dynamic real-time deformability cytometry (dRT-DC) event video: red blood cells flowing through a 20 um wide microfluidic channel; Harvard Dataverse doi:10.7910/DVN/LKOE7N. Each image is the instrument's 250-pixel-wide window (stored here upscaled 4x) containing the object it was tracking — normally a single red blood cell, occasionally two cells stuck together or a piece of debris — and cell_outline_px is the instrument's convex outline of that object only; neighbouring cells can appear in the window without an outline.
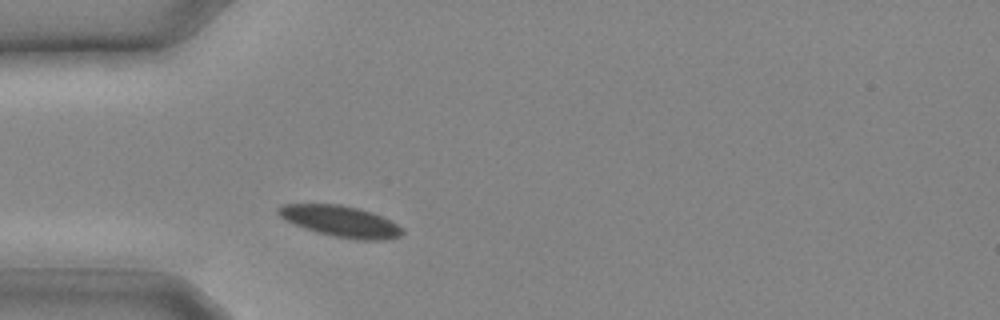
{"species": "common noctule bat (a hibernating species)", "species_latin": "Nyctalus noctula", "temperature_condition": "cold", "stored_images_in_passage": 10, "camera_frame_rate_fps": 3000, "um_per_image_px": 0.085, "animal": {"sex": "male", "body_mass_g": 20.4}, "frame": {"image": 1, "passage_image": 1, "time_ms": 0.0, "image_size_px": [1000, 320], "cell_outline_px": [[404, 232], [400, 236], [384, 240], [360, 240], [332, 236], [316, 232], [304, 228], [284, 220], [276, 212], [276, 208], [284, 204], [340, 204], [360, 208], [372, 212], [404, 228]], "centroid_in_image_um": [28.93, 18.81], "position_along_channel_um": 56.1, "area_um2": 22.6}}
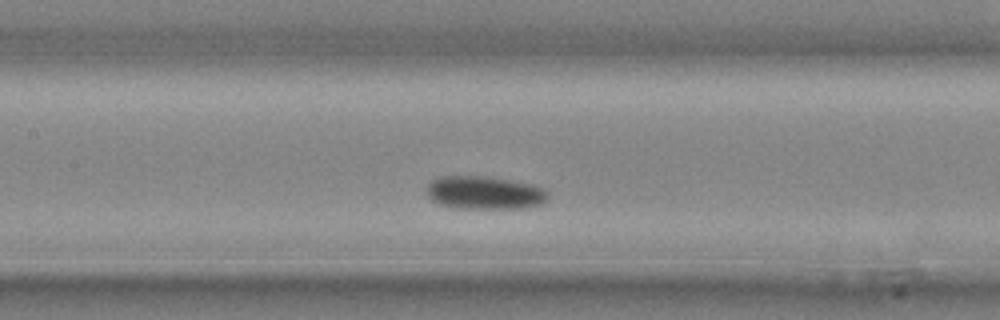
{"frame": {"image": 2, "passage_image": 6, "time_ms": 1.667, "image_size_px": [1000, 320], "cell_outline_px": [[548, 200], [540, 204], [524, 208], [456, 208], [440, 204], [432, 200], [428, 196], [428, 184], [432, 180], [440, 176], [484, 176], [532, 184], [544, 188], [548, 192]], "centroid_in_image_um": [41.21, 16.38], "position_along_channel_um": 166.2, "area_um2": 23.35}}
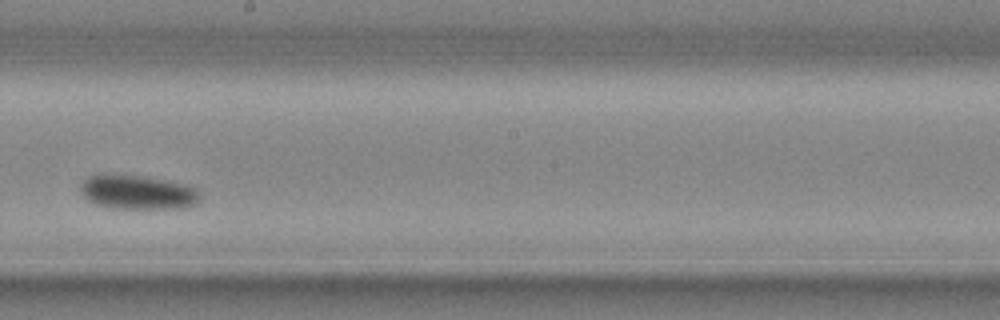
{"frame": {"image": 3, "passage_image": 9, "time_ms": 2.667, "image_size_px": [1000, 320], "cell_outline_px": [[200, 200], [196, 204], [184, 208], [112, 208], [96, 204], [88, 200], [80, 192], [80, 184], [88, 176], [100, 172], [104, 172], [140, 176], [188, 184], [196, 188], [200, 192]], "centroid_in_image_um": [11.68, 16.31], "position_along_channel_um": 236.5, "area_um2": 24.33}}